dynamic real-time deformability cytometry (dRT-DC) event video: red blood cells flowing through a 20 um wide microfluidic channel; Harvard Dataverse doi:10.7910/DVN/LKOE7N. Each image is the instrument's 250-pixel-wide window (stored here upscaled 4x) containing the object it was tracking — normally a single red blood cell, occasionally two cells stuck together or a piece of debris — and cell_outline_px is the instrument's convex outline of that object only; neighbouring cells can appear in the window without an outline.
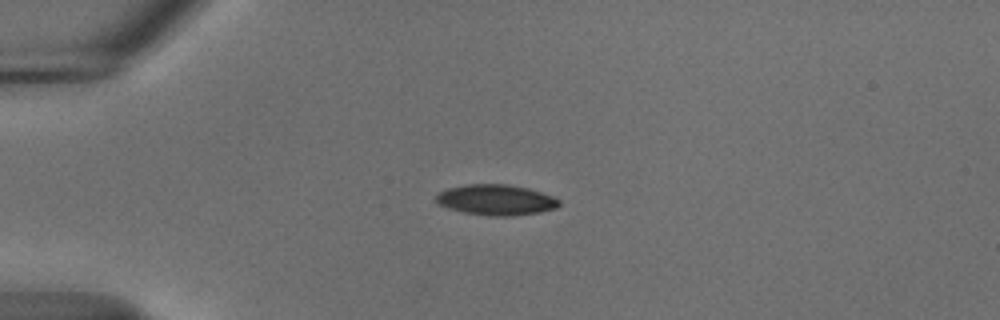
{"species": "common noctule bat (a hibernating species)", "species_latin": "Nyctalus noctula", "temperature_condition": "cold", "stored_images_in_passage": 32, "camera_frame_rate_fps": 3000, "um_per_image_px": 0.085, "animal": {"sex": "male", "body_mass_g": 18.8}, "frame": {"image": 1, "passage_image": 1, "time_ms": 0.0, "image_size_px": [1000, 320], "cell_outline_px": [[560, 204], [556, 208], [540, 212], [512, 216], [488, 216], [464, 212], [448, 208], [440, 204], [436, 200], [436, 196], [440, 192], [448, 188], [468, 184], [508, 184], [528, 188], [552, 196], [560, 200]], "centroid_in_image_um": [42.18, 16.99], "position_along_channel_um": 42.8, "area_um2": 21.85}}
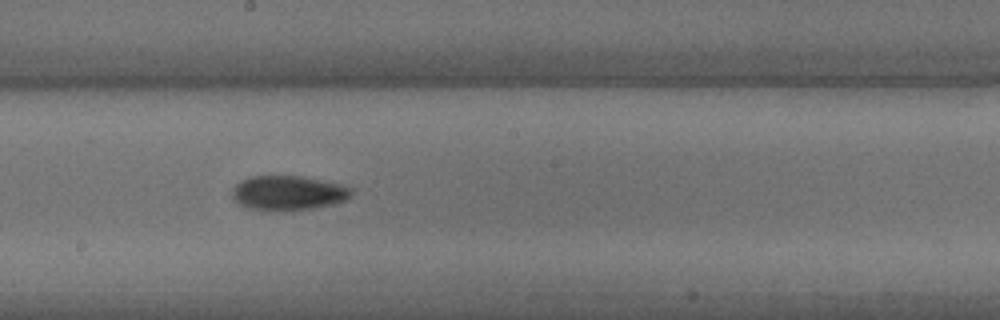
{"frame": {"image": 2, "passage_image": 18, "time_ms": 5.667, "image_size_px": [1000, 320], "cell_outline_px": [[352, 192], [344, 200], [332, 204], [312, 208], [280, 212], [276, 212], [248, 208], [240, 204], [232, 196], [232, 188], [240, 180], [248, 176], [304, 176], [340, 184], [352, 188]], "centroid_in_image_um": [24.45, 16.4], "position_along_channel_um": 223.8, "area_um2": 24.16}}
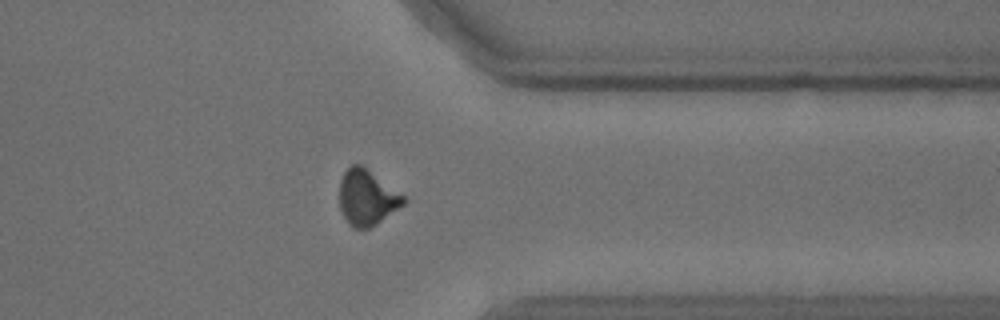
{"frame": {"image": 3, "passage_image": 31, "time_ms": 10.0, "image_size_px": [1000, 320], "cell_outline_px": [[408, 200], [404, 204], [376, 224], [368, 228], [352, 228], [348, 224], [340, 208], [340, 180], [344, 172], [352, 164], [360, 164], [404, 196]], "centroid_in_image_um": [31.17, 16.8], "position_along_channel_um": 380.2, "area_um2": 20.35}}